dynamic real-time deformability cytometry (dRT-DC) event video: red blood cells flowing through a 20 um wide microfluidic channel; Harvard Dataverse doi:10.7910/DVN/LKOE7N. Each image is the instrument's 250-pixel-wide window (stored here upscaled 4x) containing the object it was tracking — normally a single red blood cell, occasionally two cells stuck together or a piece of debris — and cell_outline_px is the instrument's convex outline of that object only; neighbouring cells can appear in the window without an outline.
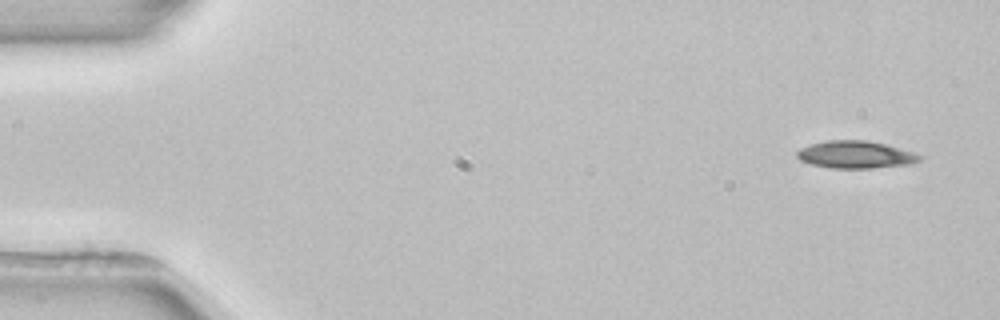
{"species": "common noctule bat (a hibernating species)", "species_latin": "Nyctalus noctula", "temperature_condition": "room temperature", "stored_images_in_passage": 4, "camera_frame_rate_fps": 3000, "um_per_image_px": 0.085, "animal": {"sex": "female", "body_mass_g": 22.7, "forearm_length_mm": 54.2}, "frame": {"image": 1, "passage_image": 1, "time_ms": 0.0, "image_size_px": [1000, 320], "cell_outline_px": [[924, 156], [920, 160], [904, 164], [872, 168], [832, 168], [812, 164], [800, 160], [796, 156], [796, 152], [800, 148], [808, 144], [828, 140], [868, 140], [888, 144]], "centroid_in_image_um": [72.68, 13.12], "position_along_channel_um": 12.3, "area_um2": 19.54}}
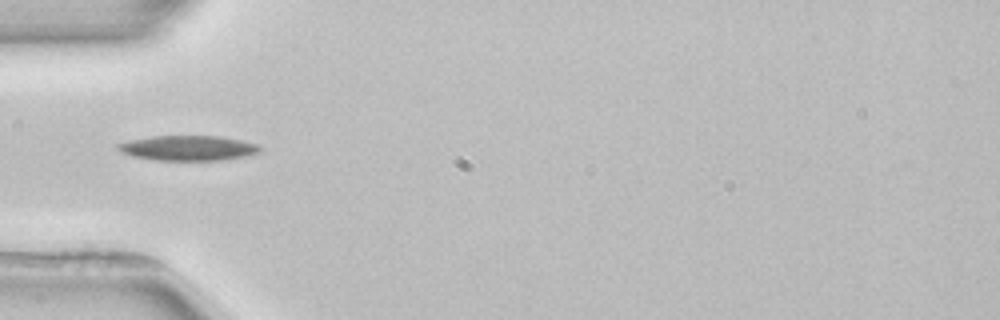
{"frame": {"image": 2, "passage_image": 4, "time_ms": 4.667, "image_size_px": [1000, 320], "cell_outline_px": [[264, 148], [260, 152], [244, 156], [220, 160], [156, 160], [132, 156], [120, 152], [116, 148], [116, 144], [132, 140], [152, 136], [220, 136], [240, 140], [256, 144]], "centroid_in_image_um": [15.98, 12.58], "position_along_channel_um": 69.0, "area_um2": 20.63}}